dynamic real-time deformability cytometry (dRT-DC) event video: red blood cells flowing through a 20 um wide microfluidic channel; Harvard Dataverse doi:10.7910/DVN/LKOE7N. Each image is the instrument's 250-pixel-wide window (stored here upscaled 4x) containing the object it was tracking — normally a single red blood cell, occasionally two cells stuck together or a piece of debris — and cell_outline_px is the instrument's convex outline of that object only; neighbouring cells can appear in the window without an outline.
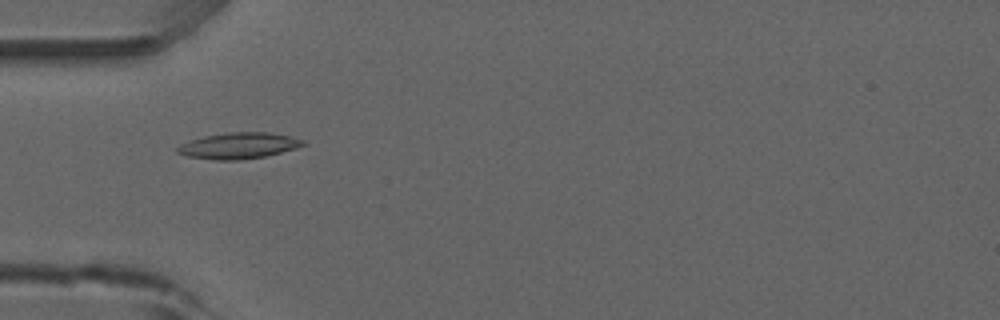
{"species": "common noctule bat (a hibernating species)", "species_latin": "Nyctalus noctula", "temperature_condition": "room temperature", "stored_images_in_passage": 53, "camera_frame_rate_fps": 3000, "um_per_image_px": 0.085, "animal": {"sex": "male", "forearm_length_mm": 52.5}, "frame": {"image": 1, "passage_image": 17, "time_ms": 5.333, "image_size_px": [1000, 320], "cell_outline_px": [[308, 144], [296, 148], [264, 156], [236, 160], [216, 160], [188, 156], [176, 152], [176, 148], [180, 144], [188, 140], [204, 136], [232, 132], [268, 132], [288, 136], [304, 140]], "centroid_in_image_um": [20.26, 12.38], "position_along_channel_um": 64.7, "area_um2": 18.96}}
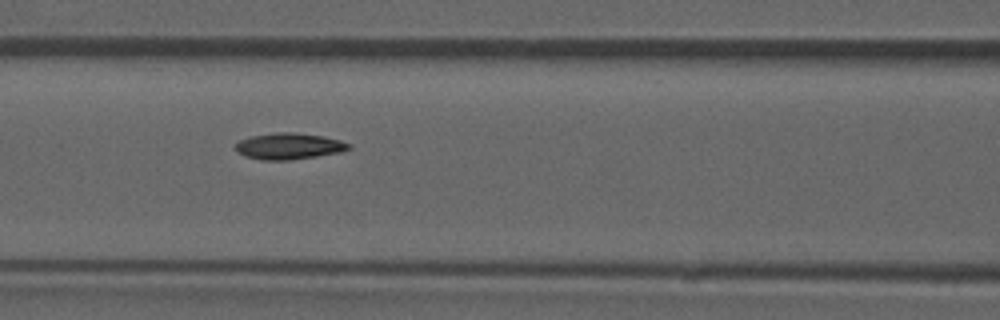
{"frame": {"image": 2, "passage_image": 23, "time_ms": 7.333, "image_size_px": [1000, 320], "cell_outline_px": [[352, 148], [340, 152], [316, 156], [288, 160], [260, 160], [244, 156], [236, 148], [236, 144], [240, 140], [252, 136], [276, 132], [292, 132], [324, 136], [340, 140], [352, 144]], "centroid_in_image_um": [24.6, 12.42], "position_along_channel_um": 142.0, "area_um2": 17.28}}
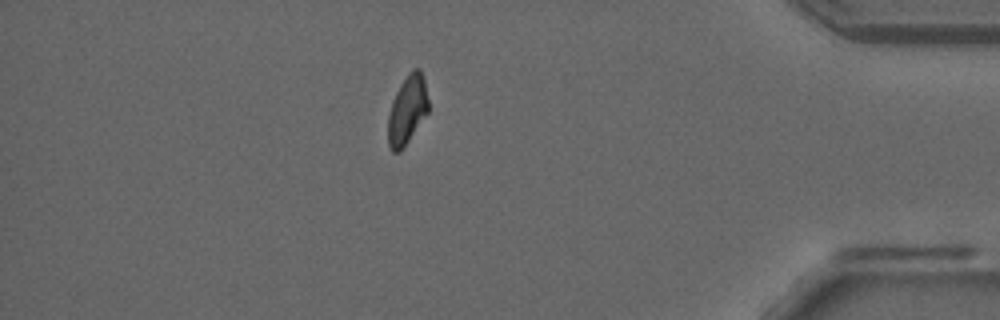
{"frame": {"image": 3, "passage_image": 46, "time_ms": 15.0, "image_size_px": [1000, 320], "cell_outline_px": [[428, 112], [400, 152], [392, 152], [388, 144], [388, 116], [392, 100], [400, 84], [408, 72], [412, 68], [420, 68], [424, 80], [428, 100]], "centroid_in_image_um": [34.6, 9.32], "position_along_channel_um": 400.6, "area_um2": 16.13}, "authors_computed_cell_mechanics": {"area_um2": 17.051, "velocity_mm_per_s": 3.8948, "shape_relaxation_time_tau1_ms": null, "shape_relaxation_time_tau2_ms": 5.2737, "deformation_change_tau1": null, "deformation_change_tau2": 0.1078}}